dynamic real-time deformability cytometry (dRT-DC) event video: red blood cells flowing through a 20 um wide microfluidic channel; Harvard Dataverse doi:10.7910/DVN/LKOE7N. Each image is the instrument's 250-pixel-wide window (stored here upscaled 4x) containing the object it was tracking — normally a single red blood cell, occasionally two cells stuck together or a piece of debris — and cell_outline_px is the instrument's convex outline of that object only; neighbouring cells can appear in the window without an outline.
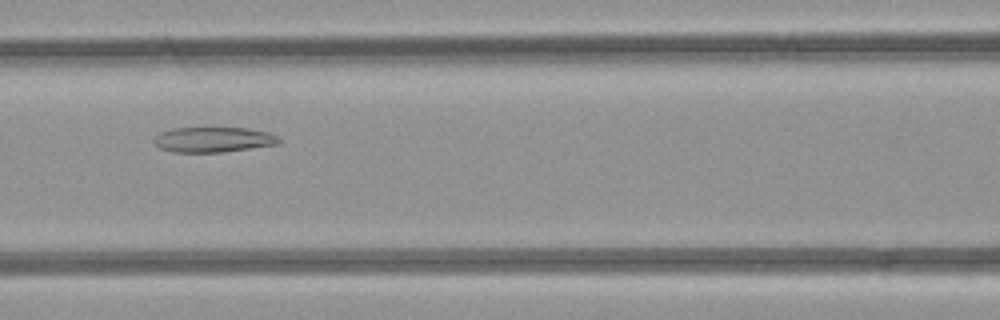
{"species": "common noctule bat (a hibernating species)", "species_latin": "Nyctalus noctula", "temperature_condition": "room temperature", "stored_images_in_passage": 5, "camera_frame_rate_fps": 3000, "um_per_image_px": 0.085, "animal": {"sex": "female", "body_mass_g": 21.9}, "frame": {"image": 1, "passage_image": 5, "time_ms": 4.667, "image_size_px": [1000, 320], "cell_outline_px": [[280, 140], [276, 144], [220, 152], [172, 152], [160, 148], [152, 140], [160, 132], [172, 128], [248, 128], [268, 132], [276, 136]], "centroid_in_image_um": [18.07, 11.86], "position_along_channel_um": 148.5, "area_um2": 18.09}}